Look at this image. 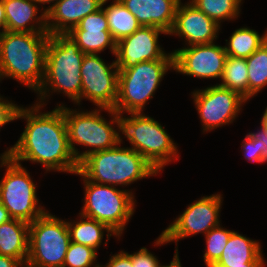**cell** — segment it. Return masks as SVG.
<instances>
[{"instance_id":"obj_42","label":"cell","mask_w":267,"mask_h":267,"mask_svg":"<svg viewBox=\"0 0 267 267\" xmlns=\"http://www.w3.org/2000/svg\"><path fill=\"white\" fill-rule=\"evenodd\" d=\"M261 123L267 128V107L263 112L262 118H261Z\"/></svg>"},{"instance_id":"obj_22","label":"cell","mask_w":267,"mask_h":267,"mask_svg":"<svg viewBox=\"0 0 267 267\" xmlns=\"http://www.w3.org/2000/svg\"><path fill=\"white\" fill-rule=\"evenodd\" d=\"M29 252V223L10 219L0 224V255L26 263Z\"/></svg>"},{"instance_id":"obj_17","label":"cell","mask_w":267,"mask_h":267,"mask_svg":"<svg viewBox=\"0 0 267 267\" xmlns=\"http://www.w3.org/2000/svg\"><path fill=\"white\" fill-rule=\"evenodd\" d=\"M67 35L85 54H100L107 48L115 56L116 42L111 36L104 9L85 16Z\"/></svg>"},{"instance_id":"obj_14","label":"cell","mask_w":267,"mask_h":267,"mask_svg":"<svg viewBox=\"0 0 267 267\" xmlns=\"http://www.w3.org/2000/svg\"><path fill=\"white\" fill-rule=\"evenodd\" d=\"M174 71L199 79H221L227 57L225 47L215 44H195L172 50Z\"/></svg>"},{"instance_id":"obj_18","label":"cell","mask_w":267,"mask_h":267,"mask_svg":"<svg viewBox=\"0 0 267 267\" xmlns=\"http://www.w3.org/2000/svg\"><path fill=\"white\" fill-rule=\"evenodd\" d=\"M103 0H60L47 15V31L52 34H67L85 16L99 10Z\"/></svg>"},{"instance_id":"obj_2","label":"cell","mask_w":267,"mask_h":267,"mask_svg":"<svg viewBox=\"0 0 267 267\" xmlns=\"http://www.w3.org/2000/svg\"><path fill=\"white\" fill-rule=\"evenodd\" d=\"M84 55L85 53L67 34L50 35L46 47L44 79L35 92L38 97L35 102L45 107L51 94L62 93L80 107V70Z\"/></svg>"},{"instance_id":"obj_37","label":"cell","mask_w":267,"mask_h":267,"mask_svg":"<svg viewBox=\"0 0 267 267\" xmlns=\"http://www.w3.org/2000/svg\"><path fill=\"white\" fill-rule=\"evenodd\" d=\"M6 31V15L3 2H0V33Z\"/></svg>"},{"instance_id":"obj_11","label":"cell","mask_w":267,"mask_h":267,"mask_svg":"<svg viewBox=\"0 0 267 267\" xmlns=\"http://www.w3.org/2000/svg\"><path fill=\"white\" fill-rule=\"evenodd\" d=\"M223 197L220 193L203 196L189 204L182 214L162 231L154 241V246L168 243H176L175 251H178V242L186 237L197 235L204 236L212 229L220 225V211Z\"/></svg>"},{"instance_id":"obj_6","label":"cell","mask_w":267,"mask_h":267,"mask_svg":"<svg viewBox=\"0 0 267 267\" xmlns=\"http://www.w3.org/2000/svg\"><path fill=\"white\" fill-rule=\"evenodd\" d=\"M127 115H120L121 137L124 135L130 148L141 154L159 173L165 165L179 159L178 146L161 123L144 112Z\"/></svg>"},{"instance_id":"obj_30","label":"cell","mask_w":267,"mask_h":267,"mask_svg":"<svg viewBox=\"0 0 267 267\" xmlns=\"http://www.w3.org/2000/svg\"><path fill=\"white\" fill-rule=\"evenodd\" d=\"M97 258L95 249L71 242L65 255L63 267H100V263L96 262Z\"/></svg>"},{"instance_id":"obj_10","label":"cell","mask_w":267,"mask_h":267,"mask_svg":"<svg viewBox=\"0 0 267 267\" xmlns=\"http://www.w3.org/2000/svg\"><path fill=\"white\" fill-rule=\"evenodd\" d=\"M71 243L67 220L48 210L29 223V252L26 263L34 267H63Z\"/></svg>"},{"instance_id":"obj_23","label":"cell","mask_w":267,"mask_h":267,"mask_svg":"<svg viewBox=\"0 0 267 267\" xmlns=\"http://www.w3.org/2000/svg\"><path fill=\"white\" fill-rule=\"evenodd\" d=\"M77 218L76 221H67L71 242L82 244L98 251L102 244L107 245L111 236L118 237L108 226L95 219L80 213ZM105 234L107 239H105V243H102Z\"/></svg>"},{"instance_id":"obj_1","label":"cell","mask_w":267,"mask_h":267,"mask_svg":"<svg viewBox=\"0 0 267 267\" xmlns=\"http://www.w3.org/2000/svg\"><path fill=\"white\" fill-rule=\"evenodd\" d=\"M42 105L19 109L17 120L24 119L26 126L17 142L6 149L8 156L18 162L30 161L42 165L46 172L75 174L79 163L68 140L65 117L60 107L42 112Z\"/></svg>"},{"instance_id":"obj_24","label":"cell","mask_w":267,"mask_h":267,"mask_svg":"<svg viewBox=\"0 0 267 267\" xmlns=\"http://www.w3.org/2000/svg\"><path fill=\"white\" fill-rule=\"evenodd\" d=\"M108 1L110 0H103L102 8L104 9L108 19L111 36L117 43L121 39L133 34L141 27V25L135 16L128 11L119 0H112V2L106 7L105 5Z\"/></svg>"},{"instance_id":"obj_33","label":"cell","mask_w":267,"mask_h":267,"mask_svg":"<svg viewBox=\"0 0 267 267\" xmlns=\"http://www.w3.org/2000/svg\"><path fill=\"white\" fill-rule=\"evenodd\" d=\"M242 152L247 161L257 162L263 164L261 150L258 147V140L253 139L251 136L246 134L241 144Z\"/></svg>"},{"instance_id":"obj_27","label":"cell","mask_w":267,"mask_h":267,"mask_svg":"<svg viewBox=\"0 0 267 267\" xmlns=\"http://www.w3.org/2000/svg\"><path fill=\"white\" fill-rule=\"evenodd\" d=\"M246 60L249 101L267 86V41Z\"/></svg>"},{"instance_id":"obj_12","label":"cell","mask_w":267,"mask_h":267,"mask_svg":"<svg viewBox=\"0 0 267 267\" xmlns=\"http://www.w3.org/2000/svg\"><path fill=\"white\" fill-rule=\"evenodd\" d=\"M191 96L204 134L233 123L247 102L239 93L224 88L218 83L196 89Z\"/></svg>"},{"instance_id":"obj_29","label":"cell","mask_w":267,"mask_h":267,"mask_svg":"<svg viewBox=\"0 0 267 267\" xmlns=\"http://www.w3.org/2000/svg\"><path fill=\"white\" fill-rule=\"evenodd\" d=\"M233 231L226 229L221 224L212 228L205 237V251L203 261L206 267H211L220 257L227 245L228 239Z\"/></svg>"},{"instance_id":"obj_35","label":"cell","mask_w":267,"mask_h":267,"mask_svg":"<svg viewBox=\"0 0 267 267\" xmlns=\"http://www.w3.org/2000/svg\"><path fill=\"white\" fill-rule=\"evenodd\" d=\"M261 126L257 132L247 133L253 139L258 140V147L261 150L263 163H267V128L261 123Z\"/></svg>"},{"instance_id":"obj_41","label":"cell","mask_w":267,"mask_h":267,"mask_svg":"<svg viewBox=\"0 0 267 267\" xmlns=\"http://www.w3.org/2000/svg\"><path fill=\"white\" fill-rule=\"evenodd\" d=\"M266 263H245L244 266L238 267H265Z\"/></svg>"},{"instance_id":"obj_43","label":"cell","mask_w":267,"mask_h":267,"mask_svg":"<svg viewBox=\"0 0 267 267\" xmlns=\"http://www.w3.org/2000/svg\"><path fill=\"white\" fill-rule=\"evenodd\" d=\"M20 267H34V266H31L28 263H23Z\"/></svg>"},{"instance_id":"obj_39","label":"cell","mask_w":267,"mask_h":267,"mask_svg":"<svg viewBox=\"0 0 267 267\" xmlns=\"http://www.w3.org/2000/svg\"><path fill=\"white\" fill-rule=\"evenodd\" d=\"M12 219L9 215L8 210L0 203V224L8 222Z\"/></svg>"},{"instance_id":"obj_3","label":"cell","mask_w":267,"mask_h":267,"mask_svg":"<svg viewBox=\"0 0 267 267\" xmlns=\"http://www.w3.org/2000/svg\"><path fill=\"white\" fill-rule=\"evenodd\" d=\"M49 36L48 33H0V82L11 78L36 92L44 79Z\"/></svg>"},{"instance_id":"obj_5","label":"cell","mask_w":267,"mask_h":267,"mask_svg":"<svg viewBox=\"0 0 267 267\" xmlns=\"http://www.w3.org/2000/svg\"><path fill=\"white\" fill-rule=\"evenodd\" d=\"M57 107L63 111L69 146L78 163L94 152L115 147L121 141L120 115L113 109L95 107L92 111H85L78 107L73 110L65 103L57 104ZM101 111L107 112L111 119L107 121ZM75 145L88 150L78 151Z\"/></svg>"},{"instance_id":"obj_21","label":"cell","mask_w":267,"mask_h":267,"mask_svg":"<svg viewBox=\"0 0 267 267\" xmlns=\"http://www.w3.org/2000/svg\"><path fill=\"white\" fill-rule=\"evenodd\" d=\"M259 241L237 231L231 233L221 257L211 267H238L245 263H267Z\"/></svg>"},{"instance_id":"obj_28","label":"cell","mask_w":267,"mask_h":267,"mask_svg":"<svg viewBox=\"0 0 267 267\" xmlns=\"http://www.w3.org/2000/svg\"><path fill=\"white\" fill-rule=\"evenodd\" d=\"M243 0H189L197 9L213 19L219 26L223 21H234L241 13Z\"/></svg>"},{"instance_id":"obj_40","label":"cell","mask_w":267,"mask_h":267,"mask_svg":"<svg viewBox=\"0 0 267 267\" xmlns=\"http://www.w3.org/2000/svg\"><path fill=\"white\" fill-rule=\"evenodd\" d=\"M39 6H42V9H44V11H48L50 10V8L58 1L60 0H34ZM51 3V4H50ZM45 4H49V6L45 7Z\"/></svg>"},{"instance_id":"obj_4","label":"cell","mask_w":267,"mask_h":267,"mask_svg":"<svg viewBox=\"0 0 267 267\" xmlns=\"http://www.w3.org/2000/svg\"><path fill=\"white\" fill-rule=\"evenodd\" d=\"M121 141L113 148L94 152L80 163L78 171L93 183L127 186L134 182L157 176V169L141 154L130 147H122Z\"/></svg>"},{"instance_id":"obj_15","label":"cell","mask_w":267,"mask_h":267,"mask_svg":"<svg viewBox=\"0 0 267 267\" xmlns=\"http://www.w3.org/2000/svg\"><path fill=\"white\" fill-rule=\"evenodd\" d=\"M168 35L154 26H141L133 34L116 43V64L126 69L140 62L157 59H174L173 52L166 53L159 44V36Z\"/></svg>"},{"instance_id":"obj_26","label":"cell","mask_w":267,"mask_h":267,"mask_svg":"<svg viewBox=\"0 0 267 267\" xmlns=\"http://www.w3.org/2000/svg\"><path fill=\"white\" fill-rule=\"evenodd\" d=\"M219 85L239 93L248 101V70L246 58L227 56Z\"/></svg>"},{"instance_id":"obj_32","label":"cell","mask_w":267,"mask_h":267,"mask_svg":"<svg viewBox=\"0 0 267 267\" xmlns=\"http://www.w3.org/2000/svg\"><path fill=\"white\" fill-rule=\"evenodd\" d=\"M131 256L133 267H158L160 261L146 247L140 248L134 253H129Z\"/></svg>"},{"instance_id":"obj_9","label":"cell","mask_w":267,"mask_h":267,"mask_svg":"<svg viewBox=\"0 0 267 267\" xmlns=\"http://www.w3.org/2000/svg\"><path fill=\"white\" fill-rule=\"evenodd\" d=\"M0 167L5 168L0 181V203L12 219L32 223L47 210L37 197V186L22 163L12 160L6 151L0 154Z\"/></svg>"},{"instance_id":"obj_20","label":"cell","mask_w":267,"mask_h":267,"mask_svg":"<svg viewBox=\"0 0 267 267\" xmlns=\"http://www.w3.org/2000/svg\"><path fill=\"white\" fill-rule=\"evenodd\" d=\"M141 26H154L169 33L181 0H119Z\"/></svg>"},{"instance_id":"obj_7","label":"cell","mask_w":267,"mask_h":267,"mask_svg":"<svg viewBox=\"0 0 267 267\" xmlns=\"http://www.w3.org/2000/svg\"><path fill=\"white\" fill-rule=\"evenodd\" d=\"M169 70H174V59L145 61L119 69L118 95L113 110L119 115L144 112Z\"/></svg>"},{"instance_id":"obj_19","label":"cell","mask_w":267,"mask_h":267,"mask_svg":"<svg viewBox=\"0 0 267 267\" xmlns=\"http://www.w3.org/2000/svg\"><path fill=\"white\" fill-rule=\"evenodd\" d=\"M3 4L6 31L48 33L46 11L34 0H4Z\"/></svg>"},{"instance_id":"obj_34","label":"cell","mask_w":267,"mask_h":267,"mask_svg":"<svg viewBox=\"0 0 267 267\" xmlns=\"http://www.w3.org/2000/svg\"><path fill=\"white\" fill-rule=\"evenodd\" d=\"M111 255L109 261L100 267H133L131 256L126 251L120 250V252Z\"/></svg>"},{"instance_id":"obj_36","label":"cell","mask_w":267,"mask_h":267,"mask_svg":"<svg viewBox=\"0 0 267 267\" xmlns=\"http://www.w3.org/2000/svg\"><path fill=\"white\" fill-rule=\"evenodd\" d=\"M22 263L10 256L0 255V267H20Z\"/></svg>"},{"instance_id":"obj_13","label":"cell","mask_w":267,"mask_h":267,"mask_svg":"<svg viewBox=\"0 0 267 267\" xmlns=\"http://www.w3.org/2000/svg\"><path fill=\"white\" fill-rule=\"evenodd\" d=\"M81 102L88 100L97 108L114 109L118 95L119 69L116 60L106 64L100 54H85L81 66Z\"/></svg>"},{"instance_id":"obj_38","label":"cell","mask_w":267,"mask_h":267,"mask_svg":"<svg viewBox=\"0 0 267 267\" xmlns=\"http://www.w3.org/2000/svg\"><path fill=\"white\" fill-rule=\"evenodd\" d=\"M181 260L179 259V252L175 251V254L173 256V260L170 261V264L168 265H162L161 263L158 265V267H182L181 266Z\"/></svg>"},{"instance_id":"obj_31","label":"cell","mask_w":267,"mask_h":267,"mask_svg":"<svg viewBox=\"0 0 267 267\" xmlns=\"http://www.w3.org/2000/svg\"><path fill=\"white\" fill-rule=\"evenodd\" d=\"M21 106L15 104L14 101L8 100L0 94V129L6 124L16 121Z\"/></svg>"},{"instance_id":"obj_8","label":"cell","mask_w":267,"mask_h":267,"mask_svg":"<svg viewBox=\"0 0 267 267\" xmlns=\"http://www.w3.org/2000/svg\"><path fill=\"white\" fill-rule=\"evenodd\" d=\"M74 175L80 176L84 184L85 197L79 213L105 224L119 239L135 212L136 199L132 190L93 183L79 171Z\"/></svg>"},{"instance_id":"obj_16","label":"cell","mask_w":267,"mask_h":267,"mask_svg":"<svg viewBox=\"0 0 267 267\" xmlns=\"http://www.w3.org/2000/svg\"><path fill=\"white\" fill-rule=\"evenodd\" d=\"M219 26L190 2H179L174 23L168 35L185 41L184 47L195 44H210L219 37Z\"/></svg>"},{"instance_id":"obj_25","label":"cell","mask_w":267,"mask_h":267,"mask_svg":"<svg viewBox=\"0 0 267 267\" xmlns=\"http://www.w3.org/2000/svg\"><path fill=\"white\" fill-rule=\"evenodd\" d=\"M225 41L226 45L224 47L227 56L248 58L267 41V28L266 31L260 35L258 31L254 29H250L246 26L240 27Z\"/></svg>"}]
</instances>
